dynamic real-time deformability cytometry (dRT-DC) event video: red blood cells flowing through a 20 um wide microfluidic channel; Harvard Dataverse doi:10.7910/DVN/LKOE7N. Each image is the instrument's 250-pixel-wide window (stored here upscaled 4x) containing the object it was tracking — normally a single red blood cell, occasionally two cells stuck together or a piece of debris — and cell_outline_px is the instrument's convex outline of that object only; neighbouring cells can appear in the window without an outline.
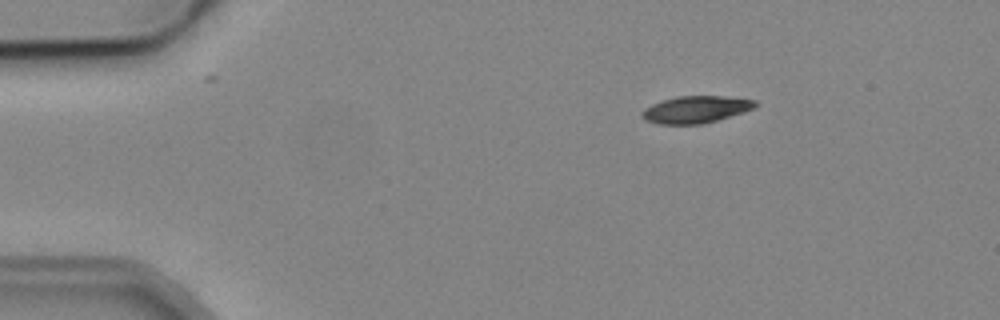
{"species": "common noctule bat (a hibernating species)", "species_latin": "Nyctalus noctula", "temperature_condition": "cold", "stored_images_in_passage": 3, "camera_frame_rate_fps": 3000, "um_per_image_px": 0.085, "animal": {"sex": "male", "body_mass_g": 19.2, "forearm_length_mm": 51.8}, "frame": {"image": 1, "passage_image": 1, "time_ms": 0.0, "image_size_px": [1000, 320], "cell_outline_px": [[760, 104], [744, 112], [716, 120], [700, 124], [660, 124], [644, 120], [640, 116], [640, 112], [644, 108], [652, 104], [676, 96], [724, 96], [756, 100]], "centroid_in_image_um": [59.12, 9.3], "position_along_channel_um": 25.9, "area_um2": 17.86}}